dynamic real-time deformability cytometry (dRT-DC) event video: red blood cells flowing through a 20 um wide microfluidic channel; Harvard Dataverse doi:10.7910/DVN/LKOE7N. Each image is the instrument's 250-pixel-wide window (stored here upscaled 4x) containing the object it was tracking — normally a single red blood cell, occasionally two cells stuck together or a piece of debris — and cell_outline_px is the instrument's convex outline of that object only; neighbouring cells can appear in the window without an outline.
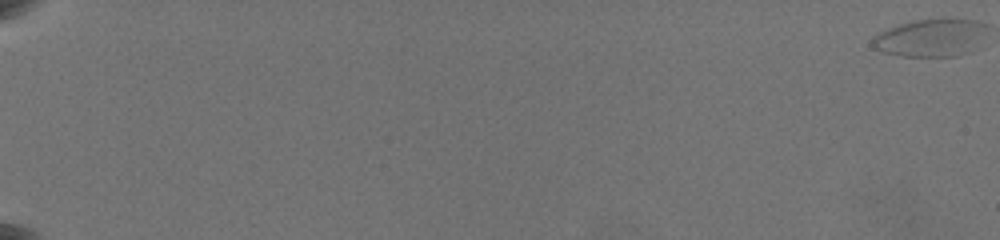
{"species": "common noctule bat (a hibernating species)", "species_latin": "Nyctalus noctula", "temperature_condition": "warm", "stored_images_in_passage": 44, "camera_frame_rate_fps": 3000, "um_per_image_px": 0.085, "animal": {"sex": "female", "body_mass_g": 19.5, "forearm_length_mm": 54.1}, "frame": {"image": 1, "passage_image": 1, "time_ms": 0.0, "image_size_px": [1000, 240], "cell_outline_px": [[984, 24], [952, 56], [904, 56], [884, 52], [876, 48], [872, 44], [872, 40], [876, 36], [892, 28], [904, 24], [920, 20], [968, 20]], "centroid_in_image_um": [78.78, 3.21], "position_along_channel_um": 6.2, "area_um2": 21.62}}
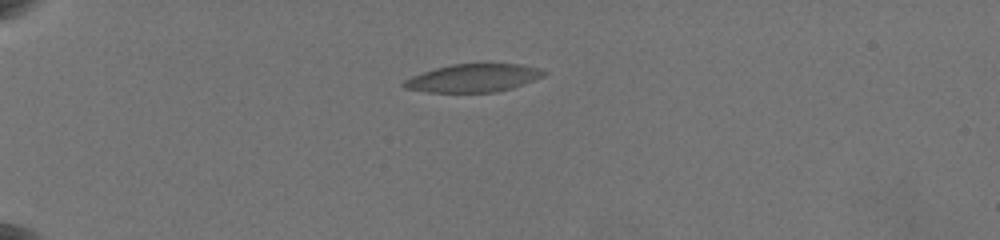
{"frame": {"image": 2, "passage_image": 39, "time_ms": 7.667, "image_size_px": [1000, 240], "cell_outline_px": [[548, 72], [544, 76], [512, 88], [492, 92], [428, 92], [404, 88], [400, 84], [404, 80], [424, 72], [436, 68], [456, 64], [520, 64], [536, 68]], "centroid_in_image_um": [40.22, 6.64], "position_along_channel_um": 44.8, "area_um2": 22.48}}